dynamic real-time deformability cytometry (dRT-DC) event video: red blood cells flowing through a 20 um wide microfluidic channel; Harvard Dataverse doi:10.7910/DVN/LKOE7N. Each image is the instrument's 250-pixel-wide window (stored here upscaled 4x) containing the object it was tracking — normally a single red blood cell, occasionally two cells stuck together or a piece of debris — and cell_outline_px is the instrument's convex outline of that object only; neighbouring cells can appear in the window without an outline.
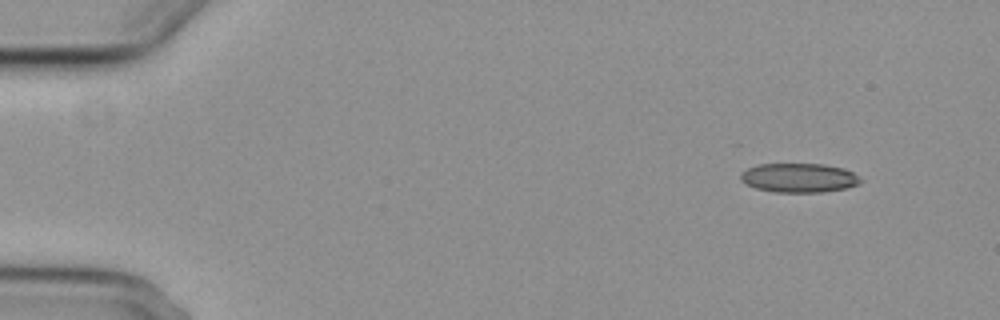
{"species": "common noctule bat (a hibernating species)", "species_latin": "Nyctalus noctula", "temperature_condition": "cold", "stored_images_in_passage": 4, "camera_frame_rate_fps": 3000, "um_per_image_px": 0.085, "animal": {"sex": "female", "body_mass_g": 29.2, "forearm_length_mm": 56.3}, "frame": {"image": 1, "passage_image": 1, "time_ms": 0.0, "image_size_px": [1000, 320], "cell_outline_px": [[860, 184], [844, 188], [820, 192], [776, 192], [756, 188], [740, 180], [740, 172], [756, 164], [824, 164], [844, 168], [852, 172], [860, 180]], "centroid_in_image_um": [67.87, 15.1], "position_along_channel_um": 17.1, "area_um2": 20.23}}
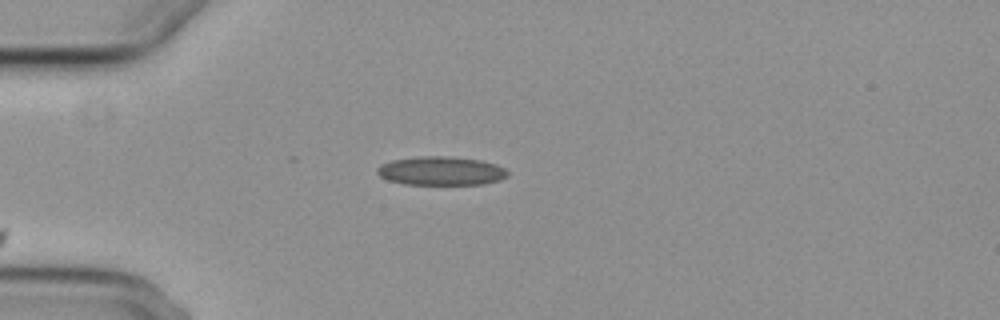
{"frame": {"image": 2, "passage_image": 4, "time_ms": 3.333, "image_size_px": [1000, 320], "cell_outline_px": [[508, 176], [500, 180], [484, 184], [404, 184], [388, 180], [380, 176], [376, 172], [376, 168], [380, 164], [392, 160], [420, 156], [448, 156], [480, 160], [496, 164], [504, 168], [508, 172]], "centroid_in_image_um": [37.48, 14.52], "position_along_channel_um": 47.5, "area_um2": 21.91}}